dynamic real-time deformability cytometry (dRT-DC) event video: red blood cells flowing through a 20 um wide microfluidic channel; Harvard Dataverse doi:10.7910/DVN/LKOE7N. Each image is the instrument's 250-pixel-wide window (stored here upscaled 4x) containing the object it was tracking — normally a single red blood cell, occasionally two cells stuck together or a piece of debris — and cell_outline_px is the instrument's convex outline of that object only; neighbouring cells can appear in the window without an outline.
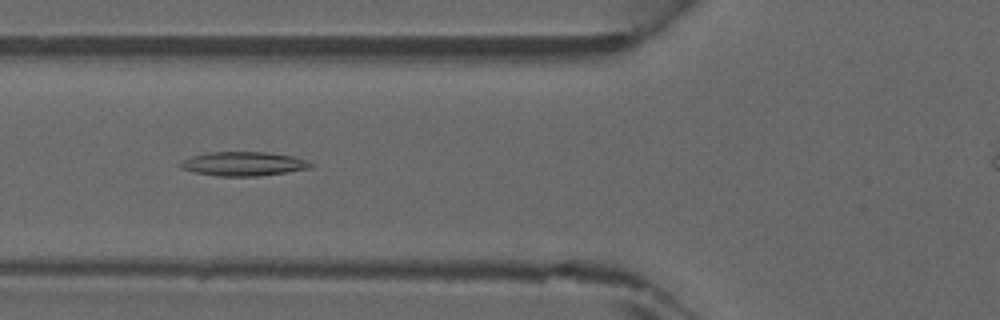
{"species": "common noctule bat (a hibernating species)", "species_latin": "Nyctalus noctula", "temperature_condition": "warm", "stored_images_in_passage": 42, "camera_frame_rate_fps": 3000, "um_per_image_px": 0.085, "animal": {"sex": "male", "forearm_length_mm": 52.5}, "frame": {"image": 1, "passage_image": 17, "time_ms": 5.333, "image_size_px": [1000, 320], "cell_outline_px": [[316, 164], [312, 168], [260, 176], [216, 176], [196, 172], [180, 168], [180, 164], [184, 160], [192, 156], [208, 152], [268, 152], [292, 156], [308, 160]], "centroid_in_image_um": [20.76, 13.92], "position_along_channel_um": 105.0, "area_um2": 18.32}}
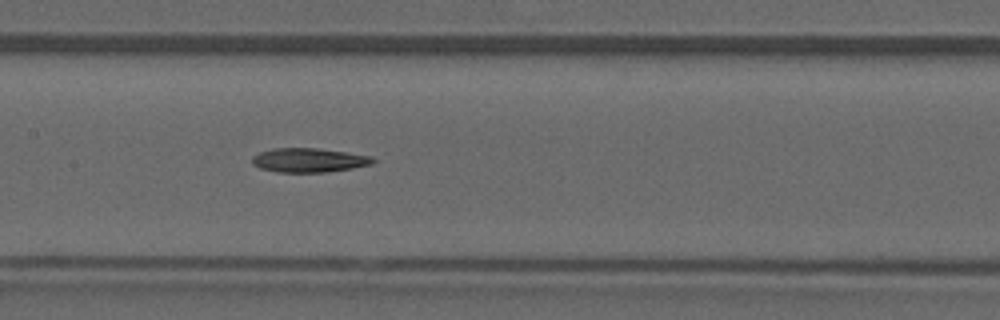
{"frame": {"image": 2, "passage_image": 22, "time_ms": 7.0, "image_size_px": [1000, 320], "cell_outline_px": [[376, 160], [372, 164], [352, 168], [324, 172], [280, 172], [260, 168], [252, 164], [252, 156], [260, 152], [272, 148], [320, 148], [372, 156]], "centroid_in_image_um": [26.25, 13.6], "position_along_channel_um": 181.1, "area_um2": 16.99}}
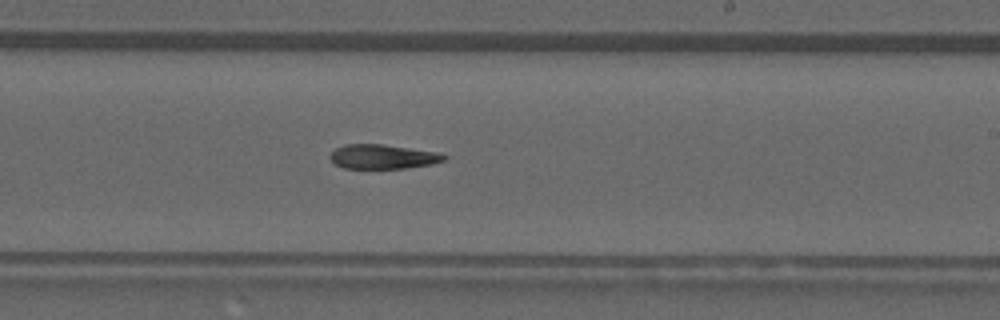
{"frame": {"image": 3, "passage_image": 27, "time_ms": 8.667, "image_size_px": [1000, 320], "cell_outline_px": [[448, 156], [444, 160], [432, 164], [408, 168], [344, 168], [336, 164], [328, 156], [336, 148], [344, 144], [380, 144], [440, 152]], "centroid_in_image_um": [32.56, 13.31], "position_along_channel_um": 256.4, "area_um2": 16.18}}